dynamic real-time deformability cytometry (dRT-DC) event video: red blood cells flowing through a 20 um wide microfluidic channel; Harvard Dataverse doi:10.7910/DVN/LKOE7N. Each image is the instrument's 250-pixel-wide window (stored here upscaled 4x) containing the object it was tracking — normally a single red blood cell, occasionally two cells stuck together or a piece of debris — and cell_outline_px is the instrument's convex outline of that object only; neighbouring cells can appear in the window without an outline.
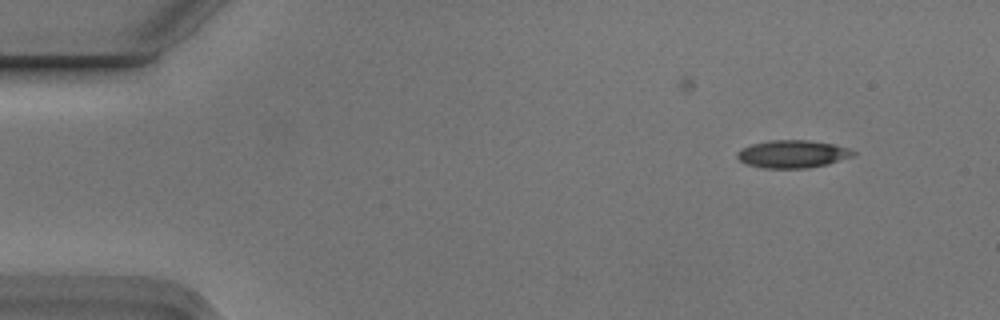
{"species": "Egyptian fruit bat (a non-hibernating species)", "species_latin": "Rousettus aegyptiacus", "temperature_condition": "cold", "stored_images_in_passage": 5, "camera_frame_rate_fps": 3000, "um_per_image_px": 0.085, "animal": {"sex": "male"}, "frame": {"image": 1, "passage_image": 1, "time_ms": 0.0, "image_size_px": [1000, 320], "cell_outline_px": [[856, 152], [852, 156], [828, 164], [808, 168], [764, 168], [748, 164], [740, 160], [736, 156], [736, 152], [752, 144], [772, 140], [808, 140], [832, 144], [848, 148]], "centroid_in_image_um": [67.37, 13.09], "position_along_channel_um": 17.6, "area_um2": 18.5}}
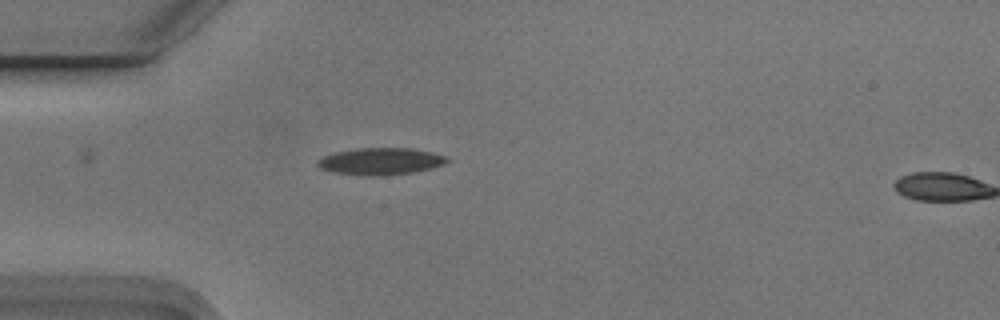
{"frame": {"image": 2, "passage_image": 4, "time_ms": 1.0, "image_size_px": [1000, 320], "cell_outline_px": [[448, 160], [444, 164], [432, 168], [412, 172], [336, 172], [320, 168], [316, 164], [316, 160], [324, 156], [336, 152], [360, 148], [412, 148], [432, 152], [448, 156]], "centroid_in_image_um": [32.41, 13.64], "position_along_channel_um": 52.6, "area_um2": 18.96}}